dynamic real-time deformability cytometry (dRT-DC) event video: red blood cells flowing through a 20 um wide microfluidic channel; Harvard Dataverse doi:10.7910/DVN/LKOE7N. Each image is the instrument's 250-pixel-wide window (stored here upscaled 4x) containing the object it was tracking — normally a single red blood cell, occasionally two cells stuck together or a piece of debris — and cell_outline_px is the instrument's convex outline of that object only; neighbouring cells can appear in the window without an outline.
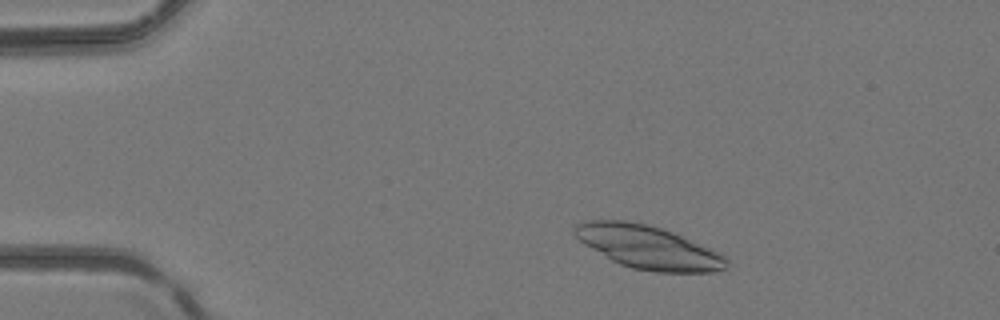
{"species": "common noctule bat (a hibernating species)", "species_latin": "Nyctalus noctula", "temperature_condition": "room temperature", "stored_images_in_passage": 44, "camera_frame_rate_fps": 3000, "um_per_image_px": 0.085, "animal": {"sex": "female", "body_mass_g": 24.6, "forearm_length_mm": 56.2}, "frame": {"image": 1, "passage_image": 6, "time_ms": 1.667, "image_size_px": [1000, 320], "cell_outline_px": [[728, 264], [724, 268], [712, 272], [656, 272], [632, 268], [620, 264], [612, 260], [580, 240], [572, 232], [572, 228], [576, 224], [588, 220], [624, 220], [648, 224], [672, 232], [708, 248], [724, 256], [728, 260]], "centroid_in_image_um": [55.06, 21.0], "position_along_channel_um": 29.9, "area_um2": 37.57}}